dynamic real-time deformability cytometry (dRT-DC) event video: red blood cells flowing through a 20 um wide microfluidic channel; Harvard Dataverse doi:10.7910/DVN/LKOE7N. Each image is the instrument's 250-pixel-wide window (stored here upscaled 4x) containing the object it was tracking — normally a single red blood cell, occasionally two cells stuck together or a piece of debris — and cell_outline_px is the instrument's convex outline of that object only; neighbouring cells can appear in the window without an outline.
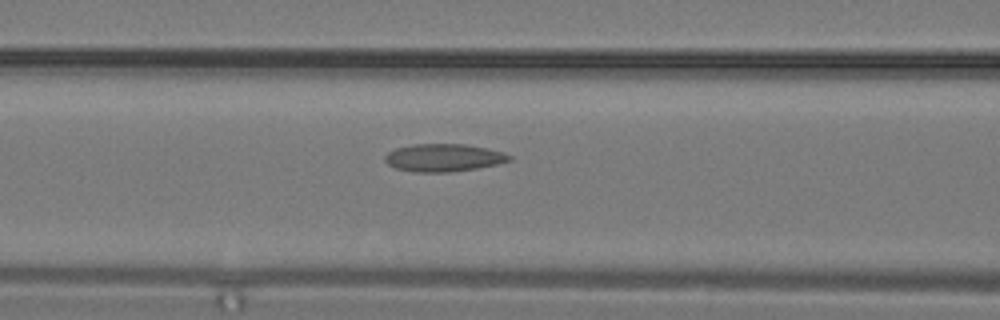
{"species": "common noctule bat (a hibernating species)", "species_latin": "Nyctalus noctula", "temperature_condition": "warm", "stored_images_in_passage": 10, "camera_frame_rate_fps": 3000, "um_per_image_px": 0.085, "animal": {"sex": "male", "body_mass_g": 19.2, "forearm_length_mm": 51.8}, "frame": {"image": 1, "passage_image": 9, "time_ms": 2.667, "image_size_px": [1000, 320], "cell_outline_px": [[512, 160], [496, 164], [476, 168], [448, 172], [412, 172], [396, 168], [388, 164], [384, 160], [384, 156], [388, 152], [396, 148], [412, 144], [464, 144], [488, 148], [504, 152], [512, 156]], "centroid_in_image_um": [37.7, 13.4], "position_along_channel_um": 128.9, "area_um2": 20.11}}